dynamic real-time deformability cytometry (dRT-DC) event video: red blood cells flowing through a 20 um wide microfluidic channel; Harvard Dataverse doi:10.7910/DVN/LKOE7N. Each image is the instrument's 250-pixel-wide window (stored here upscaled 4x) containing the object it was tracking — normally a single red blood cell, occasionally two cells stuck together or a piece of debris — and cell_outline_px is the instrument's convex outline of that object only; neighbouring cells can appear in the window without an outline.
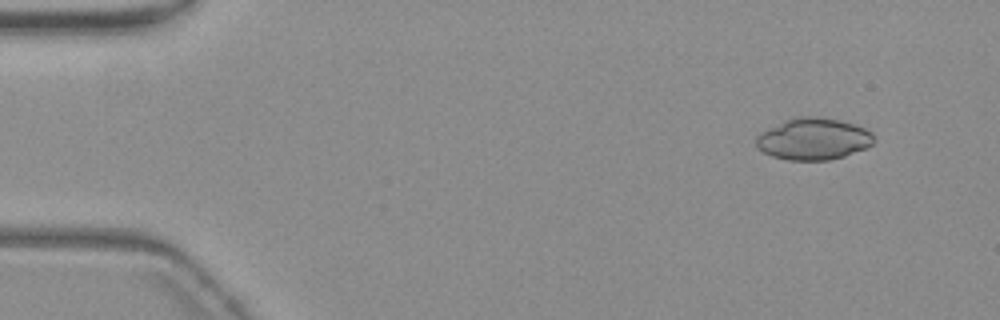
{"species": "common noctule bat (a hibernating species)", "species_latin": "Nyctalus noctula", "temperature_condition": "warm", "stored_images_in_passage": 53, "camera_frame_rate_fps": 3000, "um_per_image_px": 0.085, "animal": {"sex": "female", "body_mass_g": 19.3, "forearm_length_mm": 54.1}, "frame": {"image": 1, "passage_image": 2, "time_ms": 0.333, "image_size_px": [1000, 320], "cell_outline_px": [[872, 144], [864, 148], [844, 156], [828, 160], [788, 160], [772, 156], [756, 148], [756, 136], [760, 132], [788, 120], [800, 116], [808, 116], [836, 120], [852, 124], [864, 128], [872, 132]], "centroid_in_image_um": [69.1, 11.83], "position_along_channel_um": 15.9, "area_um2": 28.03}}